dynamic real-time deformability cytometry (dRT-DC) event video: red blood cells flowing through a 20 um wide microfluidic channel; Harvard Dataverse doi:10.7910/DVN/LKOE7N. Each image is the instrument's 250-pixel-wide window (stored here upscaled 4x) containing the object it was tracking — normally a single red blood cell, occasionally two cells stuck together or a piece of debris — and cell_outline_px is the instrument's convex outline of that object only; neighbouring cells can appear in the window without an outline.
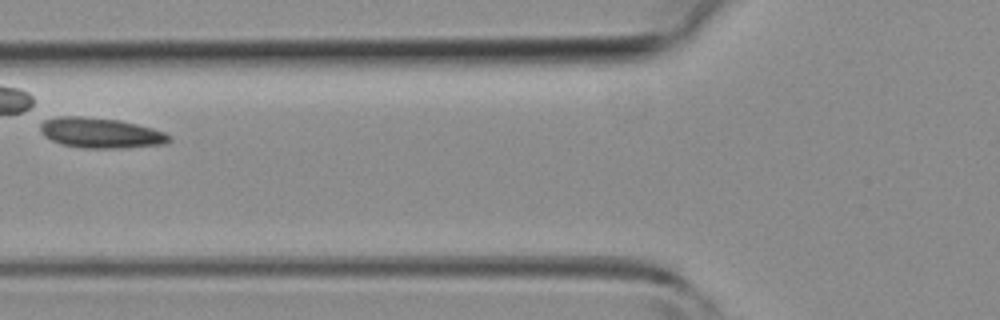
{"species": "common noctule bat (a hibernating species)", "species_latin": "Nyctalus noctula", "temperature_condition": "room temperature", "stored_images_in_passage": 4, "camera_frame_rate_fps": 3000, "um_per_image_px": 0.085, "animal": {"sex": "female", "body_mass_g": 19.3, "forearm_length_mm": 54.1}, "frame": {"image": 1, "passage_image": 4, "time_ms": 3.667, "image_size_px": [1000, 320], "cell_outline_px": [[172, 140], [164, 144], [120, 148], [84, 148], [64, 144], [52, 140], [44, 136], [40, 132], [40, 124], [44, 120], [56, 116], [84, 116], [120, 120], [152, 128], [164, 132], [172, 136]], "centroid_in_image_um": [8.55, 11.29], "position_along_channel_um": 117.2, "area_um2": 22.77}}